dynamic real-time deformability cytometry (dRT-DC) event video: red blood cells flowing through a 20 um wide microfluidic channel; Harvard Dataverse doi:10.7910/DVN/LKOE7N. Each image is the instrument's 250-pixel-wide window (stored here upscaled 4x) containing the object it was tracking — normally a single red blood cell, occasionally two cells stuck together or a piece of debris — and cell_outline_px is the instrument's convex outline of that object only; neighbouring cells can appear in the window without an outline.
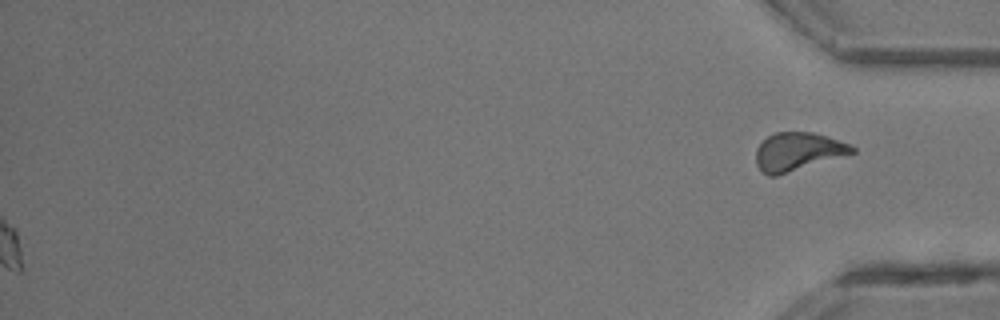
{"species": "common noctule bat (a hibernating species)", "species_latin": "Nyctalus noctula", "temperature_condition": "room temperature", "stored_images_in_passage": 32, "segment_of_instrument_passage": [2, 2], "camera_frame_rate_fps": 3000, "um_per_image_px": 0.085, "animal": {"sex": "male", "body_mass_g": 13.3}, "frame": {"image": 1, "passage_image": 32, "time_ms": 10.333, "image_size_px": [1000, 320], "cell_outline_px": [[856, 152], [776, 176], [768, 176], [756, 164], [756, 148], [768, 136], [776, 132], [812, 132], [852, 144], [856, 148]], "centroid_in_image_um": [67.83, 12.88], "position_along_channel_um": 367.4, "area_um2": 21.21}}